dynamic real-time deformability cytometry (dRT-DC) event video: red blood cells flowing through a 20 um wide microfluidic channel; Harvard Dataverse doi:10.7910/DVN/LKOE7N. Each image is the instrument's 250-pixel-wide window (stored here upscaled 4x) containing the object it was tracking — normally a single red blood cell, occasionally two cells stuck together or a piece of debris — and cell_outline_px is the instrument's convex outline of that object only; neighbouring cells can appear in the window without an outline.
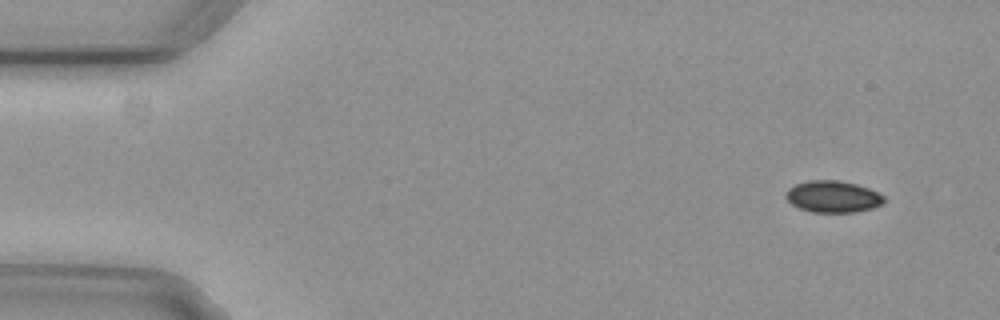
{"species": "common noctule bat (a hibernating species)", "species_latin": "Nyctalus noctula", "temperature_condition": "cold", "stored_images_in_passage": 6, "camera_frame_rate_fps": 3000, "um_per_image_px": 0.085, "animal": {"sex": "female", "body_mass_g": 29.2, "forearm_length_mm": 56.3}, "frame": {"image": 1, "passage_image": 1, "time_ms": 0.0, "image_size_px": [1000, 320], "cell_outline_px": [[884, 204], [872, 208], [856, 212], [812, 212], [800, 208], [792, 204], [784, 196], [784, 192], [788, 188], [796, 184], [812, 180], [836, 180], [856, 184], [868, 188], [884, 196]], "centroid_in_image_um": [70.78, 16.71], "position_along_channel_um": 14.2, "area_um2": 18.09}}
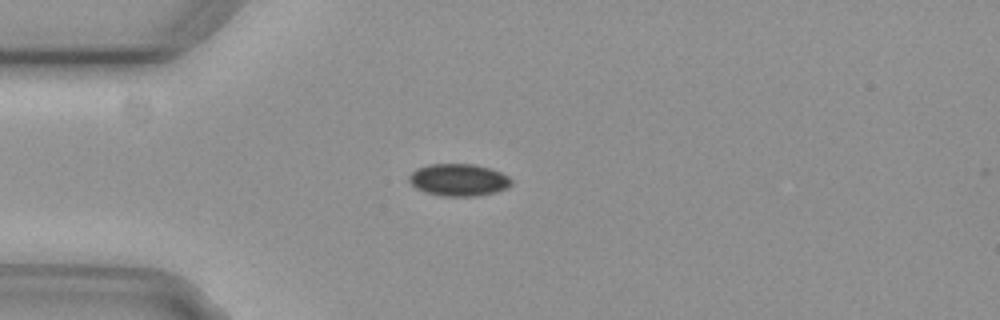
{"frame": {"image": 2, "passage_image": 3, "time_ms": 0.667, "image_size_px": [1000, 320], "cell_outline_px": [[512, 184], [508, 188], [496, 192], [476, 196], [440, 196], [424, 192], [416, 188], [408, 180], [408, 176], [416, 168], [428, 164], [476, 164], [492, 168], [508, 176], [512, 180]], "centroid_in_image_um": [38.99, 15.29], "position_along_channel_um": 46.0, "area_um2": 19.48}}